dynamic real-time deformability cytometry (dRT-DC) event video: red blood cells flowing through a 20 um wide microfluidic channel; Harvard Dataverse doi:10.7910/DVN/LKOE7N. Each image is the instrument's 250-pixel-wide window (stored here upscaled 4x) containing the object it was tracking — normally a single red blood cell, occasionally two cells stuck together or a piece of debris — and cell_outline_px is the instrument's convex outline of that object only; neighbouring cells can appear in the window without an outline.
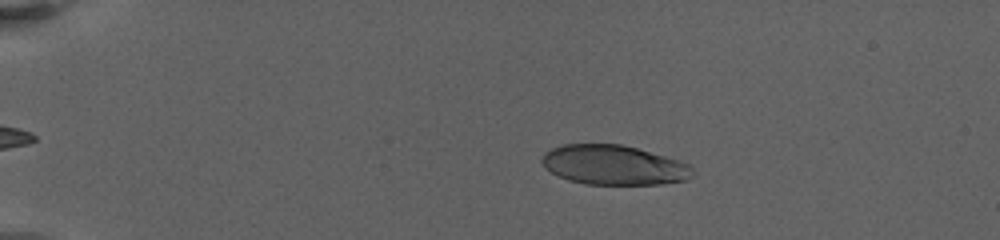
{"species": "human", "species_latin": "Homo sapiens", "temperature_condition": "warm", "stored_images_in_passage": 38, "camera_frame_rate_fps": 3000, "um_per_image_px": 0.085, "donor": {"sex": "female"}, "frame": {"image": 1, "passage_image": 9, "time_ms": 4.0, "image_size_px": [1000, 240], "cell_outline_px": [[692, 176], [684, 180], [660, 184], [584, 184], [568, 180], [552, 172], [540, 160], [544, 152], [560, 144], [620, 144], [636, 148], [664, 156], [688, 164], [692, 168]], "centroid_in_image_um": [52.13, 14.02], "position_along_channel_um": 32.9, "area_um2": 34.45}}
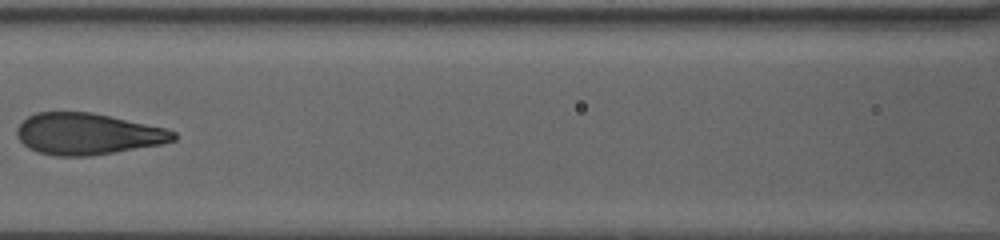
{"frame": {"image": 2, "passage_image": 24, "time_ms": 10.667, "image_size_px": [1000, 240], "cell_outline_px": [[176, 140], [160, 144], [88, 156], [56, 156], [40, 152], [28, 148], [16, 136], [16, 128], [28, 116], [36, 112], [92, 112], [168, 128], [176, 132]], "centroid_in_image_um": [7.44, 11.37], "position_along_channel_um": 159.2, "area_um2": 37.74}}
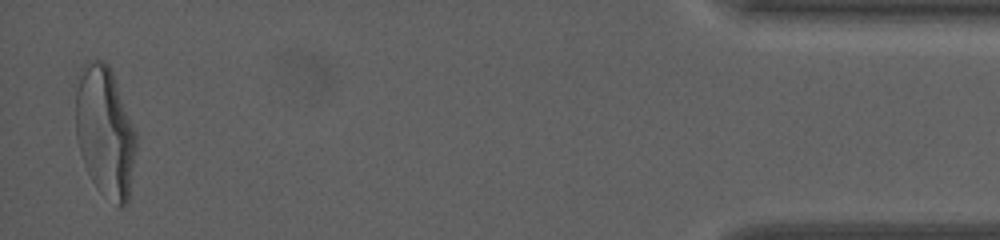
{"frame": {"image": 3, "passage_image": 38, "time_ms": 21.667, "image_size_px": [1000, 240], "cell_outline_px": [[136, 148], [128, 200], [120, 208], [100, 192], [96, 188], [84, 164], [80, 152], [76, 136], [76, 92], [80, 68], [88, 60], [104, 60], [108, 64], [112, 72], [136, 132]], "centroid_in_image_um": [8.91, 11.19], "position_along_channel_um": 426.3, "area_um2": 45.84}, "authors_computed_cell_mechanics": {"area_um2": 37.8301, "velocity_mm_per_s": 3.0997, "shape_relaxation_time_tau1_ms": 5.7263, "shape_relaxation_time_tau2_ms": null, "deformation_change_tau1": 0.2324, "deformation_change_tau2": null}}